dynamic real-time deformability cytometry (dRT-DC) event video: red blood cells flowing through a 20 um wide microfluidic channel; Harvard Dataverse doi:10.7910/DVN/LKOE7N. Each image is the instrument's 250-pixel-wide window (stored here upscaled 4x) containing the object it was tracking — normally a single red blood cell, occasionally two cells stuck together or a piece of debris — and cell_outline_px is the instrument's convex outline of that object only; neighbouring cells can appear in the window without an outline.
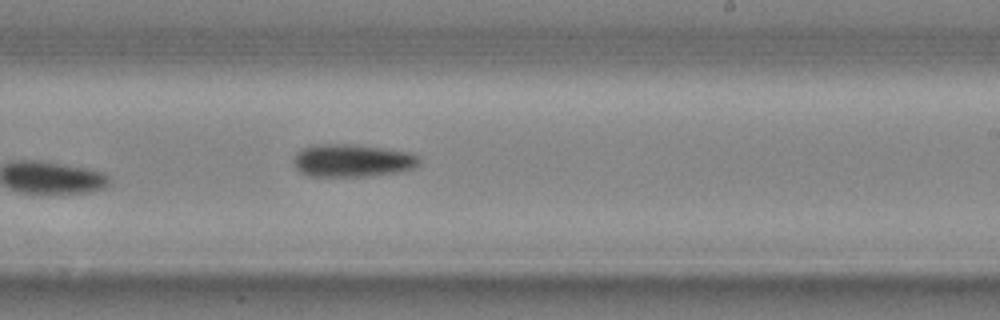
{"species": "common noctule bat (a hibernating species)", "species_latin": "Nyctalus noctula", "temperature_condition": "cold", "stored_images_in_passage": 17, "camera_frame_rate_fps": 3000, "um_per_image_px": 0.085, "animal": {"sex": "male", "body_mass_g": 20.4}, "frame": {"image": 1, "passage_image": 17, "time_ms": 5.333, "image_size_px": [1000, 320], "cell_outline_px": [[420, 164], [412, 168], [400, 172], [368, 176], [308, 176], [300, 172], [296, 168], [292, 160], [296, 152], [304, 148], [324, 144], [348, 144], [380, 148], [408, 152], [420, 156]], "centroid_in_image_um": [29.94, 13.66], "position_along_channel_um": 259.1, "area_um2": 23.87}}